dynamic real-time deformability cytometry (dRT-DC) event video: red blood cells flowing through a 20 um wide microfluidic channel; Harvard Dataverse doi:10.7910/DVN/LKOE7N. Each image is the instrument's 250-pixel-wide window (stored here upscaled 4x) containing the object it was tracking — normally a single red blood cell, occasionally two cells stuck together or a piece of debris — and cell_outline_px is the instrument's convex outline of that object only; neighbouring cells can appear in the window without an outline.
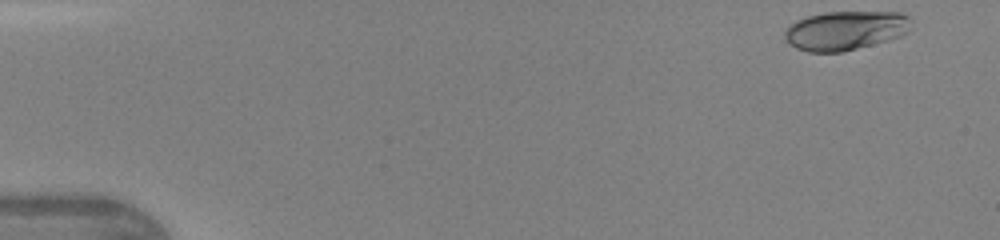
{"species": "human", "species_latin": "Homo sapiens", "temperature_condition": "warm", "stored_images_in_passage": 17, "camera_frame_rate_fps": 3000, "um_per_image_px": 0.085, "donor": {"sex": "female"}, "frame": {"image": 1, "passage_image": 1, "time_ms": 0.0, "image_size_px": [1000, 240], "cell_outline_px": [[912, 20], [908, 32], [900, 36], [888, 40], [840, 52], [808, 52], [796, 48], [784, 36], [784, 32], [796, 20], [808, 16], [824, 12], [900, 12], [908, 16]], "centroid_in_image_um": [71.89, 2.58], "position_along_channel_um": 13.1, "area_um2": 28.61}}
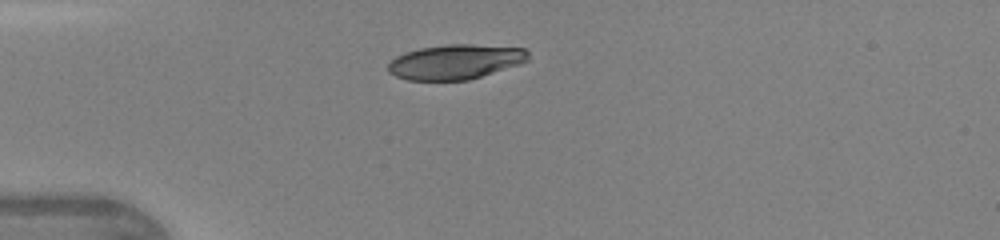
{"frame": {"image": 2, "passage_image": 10, "time_ms": 3.0, "image_size_px": [1000, 240], "cell_outline_px": [[528, 60], [520, 64], [468, 80], [408, 80], [396, 76], [388, 72], [388, 64], [396, 56], [404, 52], [420, 48], [444, 44], [472, 44], [524, 48], [528, 52]], "centroid_in_image_um": [38.69, 5.25], "position_along_channel_um": 46.3, "area_um2": 28.38}}
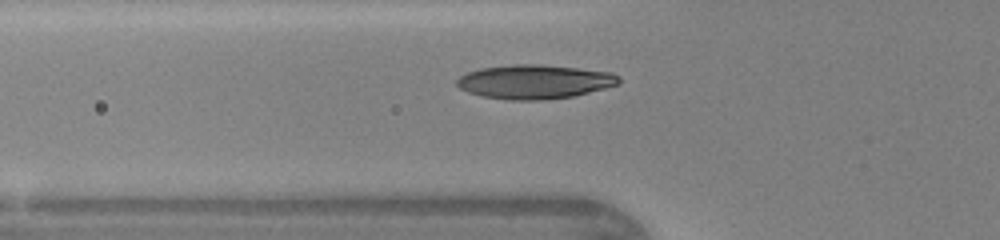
{"frame": {"image": 3, "passage_image": 13, "time_ms": 4.0, "image_size_px": [1000, 240], "cell_outline_px": [[620, 84], [572, 96], [540, 100], [508, 100], [480, 96], [468, 92], [460, 88], [456, 84], [456, 80], [460, 76], [468, 72], [480, 68], [512, 64], [540, 64], [612, 72], [620, 76]], "centroid_in_image_um": [45.42, 6.94], "position_along_channel_um": 80.4, "area_um2": 32.19}}